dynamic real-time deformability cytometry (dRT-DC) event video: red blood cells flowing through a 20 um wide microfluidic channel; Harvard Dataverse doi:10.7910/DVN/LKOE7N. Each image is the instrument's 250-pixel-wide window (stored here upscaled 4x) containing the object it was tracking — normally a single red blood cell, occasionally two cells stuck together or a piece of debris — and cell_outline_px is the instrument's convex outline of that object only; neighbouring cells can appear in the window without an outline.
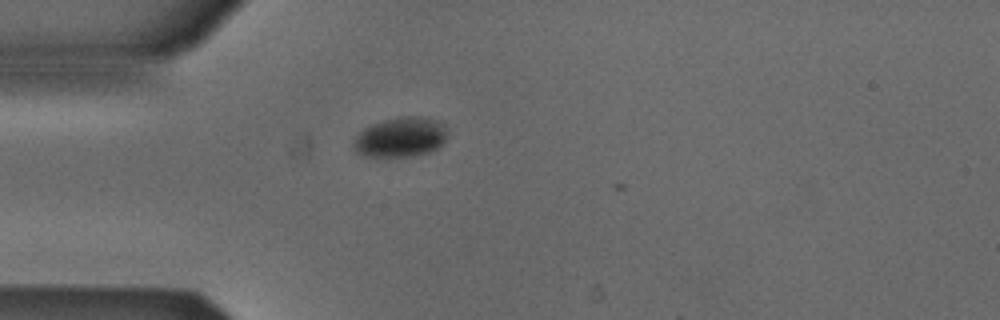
{"species": "Egyptian fruit bat (a non-hibernating species)", "species_latin": "Rousettus aegyptiacus", "temperature_condition": "cold", "stored_images_in_passage": 3, "camera_frame_rate_fps": 3000, "um_per_image_px": 0.085, "animal": {"sex": "male"}, "frame": {"image": 1, "passage_image": 2, "time_ms": 0.333, "image_size_px": [1000, 320], "cell_outline_px": [[448, 136], [432, 152], [412, 156], [388, 160], [364, 156], [352, 152], [352, 140], [364, 128], [372, 124], [384, 120], [400, 116], [420, 116], [436, 120], [444, 124]], "centroid_in_image_um": [33.98, 11.72], "position_along_channel_um": 51.0, "area_um2": 22.72}}